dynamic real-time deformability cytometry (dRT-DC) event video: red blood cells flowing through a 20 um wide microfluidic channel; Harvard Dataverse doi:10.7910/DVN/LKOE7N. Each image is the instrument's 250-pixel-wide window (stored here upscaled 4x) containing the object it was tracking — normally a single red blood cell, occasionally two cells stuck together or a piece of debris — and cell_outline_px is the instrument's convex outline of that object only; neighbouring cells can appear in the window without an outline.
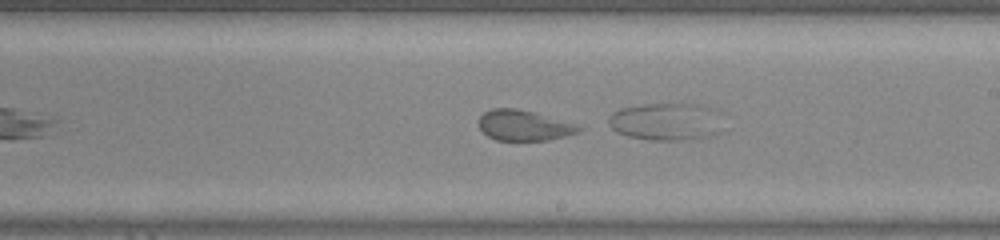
{"species": "common noctule bat (a hibernating species)", "species_latin": "Nyctalus noctula", "temperature_condition": "warm", "stored_images_in_passage": 24, "camera_frame_rate_fps": 3000, "um_per_image_px": 0.085, "animal": {"sex": "male", "body_mass_g": 20.0, "forearm_length_mm": 53.3}, "frame": {"image": 1, "passage_image": 13, "time_ms": 4.0, "image_size_px": [1000, 240], "cell_outline_px": [[584, 128], [580, 132], [548, 140], [496, 140], [488, 136], [476, 124], [480, 116], [484, 112], [492, 108], [516, 108], [532, 112]], "centroid_in_image_um": [44.44, 10.67], "position_along_channel_um": 244.6, "area_um2": 17.4}}
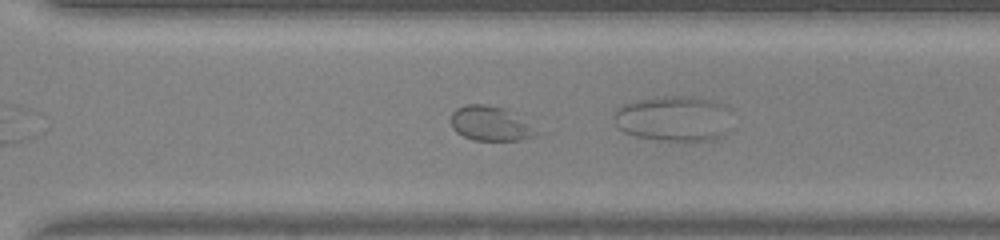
{"frame": {"image": 2, "passage_image": 19, "time_ms": 6.0, "image_size_px": [1000, 240], "cell_outline_px": [[536, 136], [520, 140], [472, 140], [456, 132], [452, 128], [452, 112], [456, 108], [464, 104], [484, 104], [504, 108], [524, 124]], "centroid_in_image_um": [41.51, 10.5], "position_along_channel_um": 329.1, "area_um2": 16.3}}
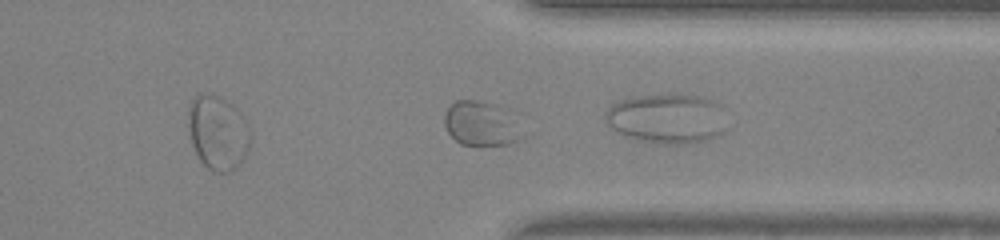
{"frame": {"image": 3, "passage_image": 22, "time_ms": 7.0, "image_size_px": [1000, 240], "cell_outline_px": [[532, 132], [528, 136], [508, 144], [460, 144], [448, 132], [444, 124], [444, 116], [448, 108], [456, 100], [476, 100], [492, 104], [500, 108]], "centroid_in_image_um": [40.99, 10.53], "position_along_channel_um": 370.4, "area_um2": 20.35}}